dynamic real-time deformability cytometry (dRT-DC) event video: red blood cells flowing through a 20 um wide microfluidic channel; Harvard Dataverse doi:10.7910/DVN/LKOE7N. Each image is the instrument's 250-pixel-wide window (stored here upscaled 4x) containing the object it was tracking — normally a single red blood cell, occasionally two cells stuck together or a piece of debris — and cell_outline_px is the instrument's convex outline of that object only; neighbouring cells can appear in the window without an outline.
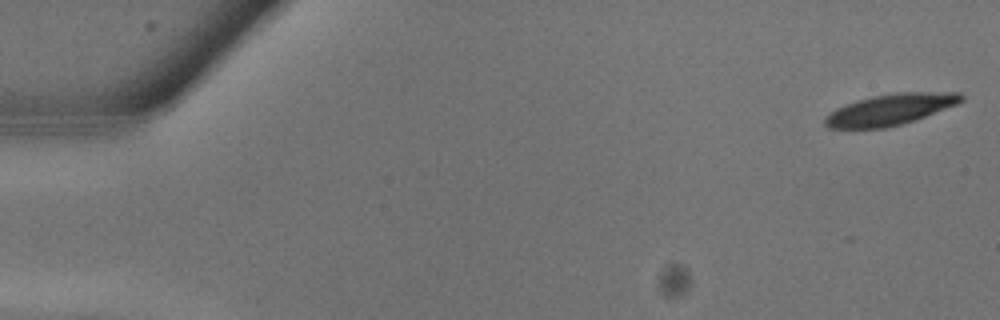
{"species": "common noctule bat (a hibernating species)", "species_latin": "Nyctalus noctula", "temperature_condition": "warm", "stored_images_in_passage": 15, "camera_frame_rate_fps": 3000, "um_per_image_px": 0.085, "animal": {"sex": "male", "body_mass_g": 13.3}, "frame": {"image": 1, "passage_image": 1, "time_ms": 0.0, "image_size_px": [1000, 320], "cell_outline_px": [[964, 100], [956, 104], [916, 120], [884, 128], [828, 128], [824, 124], [824, 116], [836, 108], [856, 100], [872, 96], [896, 92], [960, 92], [964, 96]], "centroid_in_image_um": [75.66, 9.3], "position_along_channel_um": 9.3, "area_um2": 24.74}}
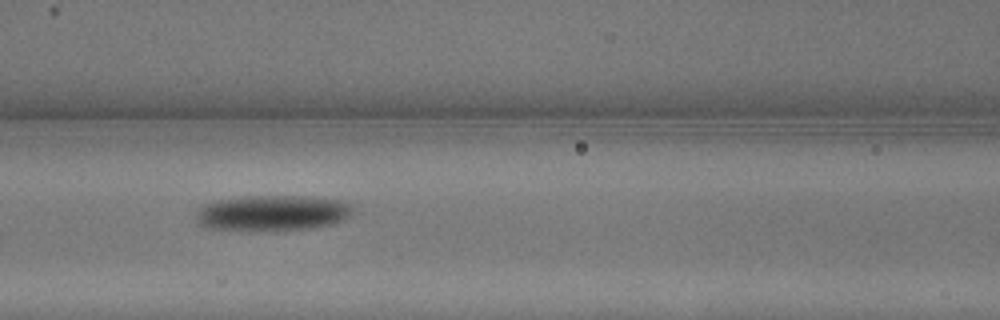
{"frame": {"image": 2, "passage_image": 12, "time_ms": 3.667, "image_size_px": [1000, 320], "cell_outline_px": [[352, 208], [348, 216], [344, 220], [336, 224], [312, 228], [276, 232], [204, 228], [196, 220], [196, 216], [200, 208], [204, 204], [216, 200], [244, 196], [300, 196], [340, 200], [352, 204]], "centroid_in_image_um": [23.15, 18.13], "position_along_channel_um": 143.5, "area_um2": 33.18}}
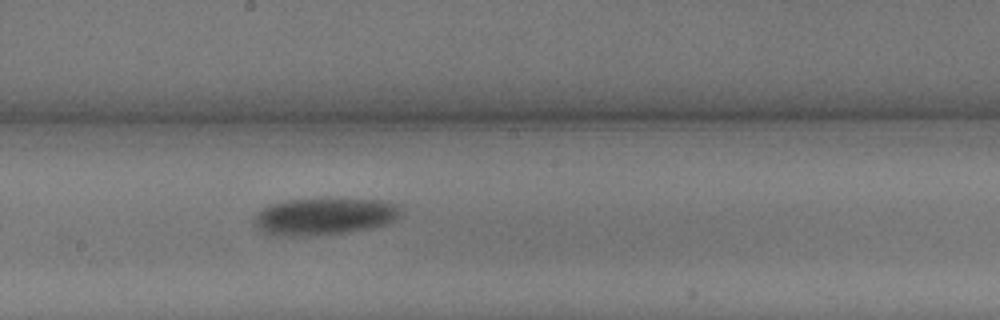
{"frame": {"image": 3, "passage_image": 15, "time_ms": 4.667, "image_size_px": [1000, 320], "cell_outline_px": [[404, 212], [396, 220], [388, 224], [372, 228], [348, 232], [312, 236], [276, 236], [264, 232], [252, 224], [252, 220], [256, 212], [272, 204], [288, 200], [388, 200], [404, 204]], "centroid_in_image_um": [27.65, 18.41], "position_along_channel_um": 220.5, "area_um2": 32.14}}